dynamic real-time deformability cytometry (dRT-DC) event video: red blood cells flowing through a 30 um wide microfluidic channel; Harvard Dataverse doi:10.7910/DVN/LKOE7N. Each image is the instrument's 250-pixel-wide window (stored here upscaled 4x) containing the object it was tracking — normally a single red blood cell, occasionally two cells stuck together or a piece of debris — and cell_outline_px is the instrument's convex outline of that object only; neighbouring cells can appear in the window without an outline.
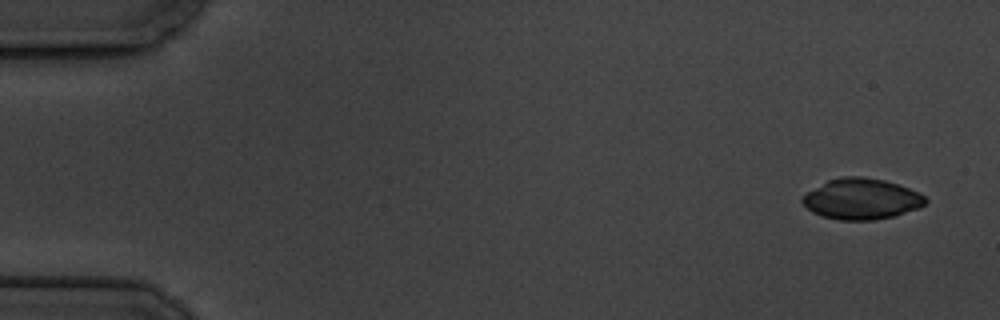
{"species": "common noctule bat (a hibernating species)", "species_latin": "Nyctalus noctula", "temperature_condition": "cold", "stored_images_in_passage": 5, "camera_frame_rate_fps": 3000, "um_per_image_px": 0.085, "animal": {"sex": "male", "body_mass_g": 19.5, "forearm_length_mm": 54.6}, "frame": {"image": 1, "passage_image": 1, "time_ms": 0.0, "image_size_px": [1000, 320], "cell_outline_px": [[928, 200], [920, 208], [896, 216], [872, 220], [840, 220], [824, 216], [812, 212], [800, 200], [800, 196], [828, 180], [840, 176], [864, 176], [884, 180], [920, 192]], "centroid_in_image_um": [73.23, 16.9], "position_along_channel_um": 11.8, "area_um2": 29.42}}